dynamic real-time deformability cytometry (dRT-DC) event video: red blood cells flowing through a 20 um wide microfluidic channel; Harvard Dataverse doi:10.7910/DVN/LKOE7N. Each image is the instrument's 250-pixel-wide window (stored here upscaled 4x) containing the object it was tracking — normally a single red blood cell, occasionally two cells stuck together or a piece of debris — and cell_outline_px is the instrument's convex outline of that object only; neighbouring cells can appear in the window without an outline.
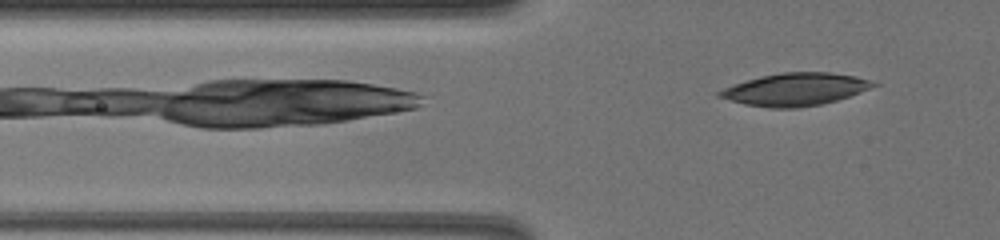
{"species": "common noctule bat (a hibernating species)", "species_latin": "Nyctalus noctula", "temperature_condition": "warm", "stored_images_in_passage": 41, "camera_frame_rate_fps": 3000, "um_per_image_px": 0.085, "animal": {"sex": "female", "body_mass_g": 19.5, "forearm_length_mm": 54.1}, "frame": {"image": 1, "passage_image": 6, "time_ms": 1.667, "image_size_px": [1000, 240], "cell_outline_px": [[880, 84], [860, 92], [836, 100], [820, 104], [796, 108], [768, 108], [744, 104], [716, 96], [716, 92], [724, 88], [748, 80], [764, 76], [784, 72], [828, 72], [852, 76], [868, 80]], "centroid_in_image_um": [67.57, 7.61], "position_along_channel_um": 58.2, "area_um2": 28.67}}
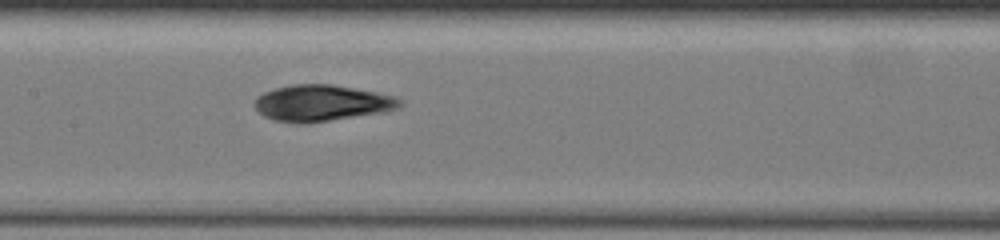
{"frame": {"image": 2, "passage_image": 19, "time_ms": 6.0, "image_size_px": [1000, 240], "cell_outline_px": [[400, 104], [396, 108], [376, 112], [308, 124], [276, 120], [264, 116], [256, 108], [256, 100], [264, 92], [276, 88], [292, 84], [332, 84], [392, 96], [400, 100]], "centroid_in_image_um": [27.27, 8.75], "position_along_channel_um": 180.1, "area_um2": 29.59}}
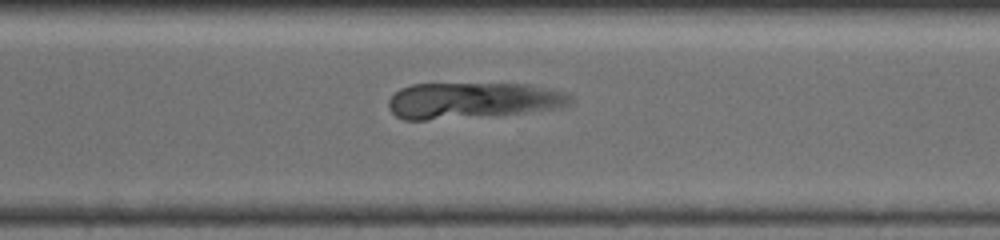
{"frame": {"image": 3, "passage_image": 33, "time_ms": 10.667, "image_size_px": [1000, 240], "cell_outline_px": [[576, 100], [572, 104], [564, 108], [524, 112], [424, 120], [404, 120], [396, 116], [388, 108], [388, 100], [400, 88], [412, 84], [528, 84], [564, 92], [572, 96]], "centroid_in_image_um": [40.21, 8.53], "position_along_channel_um": 330.4, "area_um2": 38.15}, "authors_computed_cell_mechanics": {"area_um2": 29.5358, "velocity_mm_per_s": 3.2306, "shape_relaxation_time_tau1_ms": 0.6689, "shape_relaxation_time_tau2_ms": 1.7977, "deformation_change_tau1": 0.0642, "deformation_change_tau2": 0.1002}}